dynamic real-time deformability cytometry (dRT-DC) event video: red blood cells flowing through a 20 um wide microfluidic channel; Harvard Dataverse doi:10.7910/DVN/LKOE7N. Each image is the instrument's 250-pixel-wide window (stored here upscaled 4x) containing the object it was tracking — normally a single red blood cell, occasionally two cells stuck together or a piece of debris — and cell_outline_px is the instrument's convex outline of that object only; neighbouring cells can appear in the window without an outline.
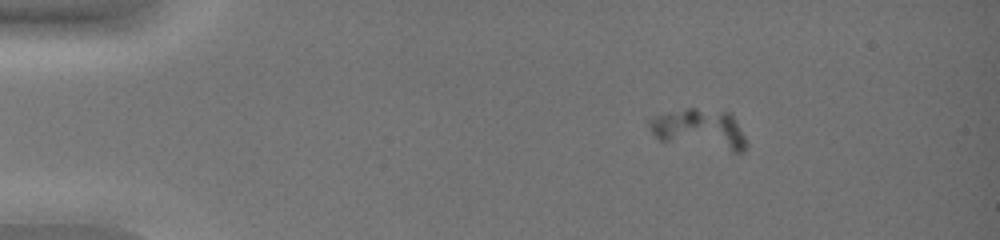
{"species": "common noctule bat (a hibernating species)", "species_latin": "Nyctalus noctula", "temperature_condition": "warm", "stored_images_in_passage": 40, "camera_frame_rate_fps": 3000, "um_per_image_px": 0.085, "animal": {"sex": "female", "body_mass_g": 19.0, "forearm_length_mm": 51.5}, "frame": {"image": 1, "passage_image": 1, "time_ms": 0.0, "image_size_px": [1000, 240], "cell_outline_px": [[748, 144], [744, 152], [732, 152], [660, 140], [652, 132], [648, 124], [648, 120], [652, 116], [684, 108], [696, 108], [728, 112], [736, 120]], "centroid_in_image_um": [59.47, 10.98], "position_along_channel_um": 25.5, "area_um2": 22.72}}